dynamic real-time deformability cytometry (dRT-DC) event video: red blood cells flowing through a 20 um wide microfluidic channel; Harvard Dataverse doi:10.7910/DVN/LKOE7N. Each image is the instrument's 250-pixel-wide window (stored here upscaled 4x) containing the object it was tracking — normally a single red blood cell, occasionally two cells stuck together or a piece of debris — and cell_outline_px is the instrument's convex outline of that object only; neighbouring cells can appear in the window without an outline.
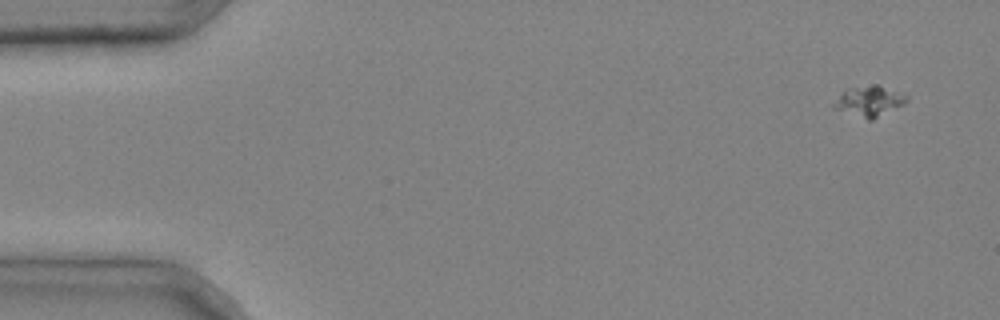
{"species": "common noctule bat (a hibernating species)", "species_latin": "Nyctalus noctula", "temperature_condition": "cold", "stored_images_in_passage": 5, "camera_frame_rate_fps": 3000, "um_per_image_px": 0.085, "animal": {"sex": "male", "body_mass_g": 20.4}, "frame": {"image": 1, "passage_image": 1, "time_ms": 0.0, "image_size_px": [1000, 320], "cell_outline_px": [[908, 100], [904, 104], [872, 120], [868, 120], [832, 108], [832, 104], [844, 92], [856, 88], [872, 84], [876, 84], [908, 96]], "centroid_in_image_um": [73.9, 8.63], "position_along_channel_um": 11.1, "area_um2": 12.48}}
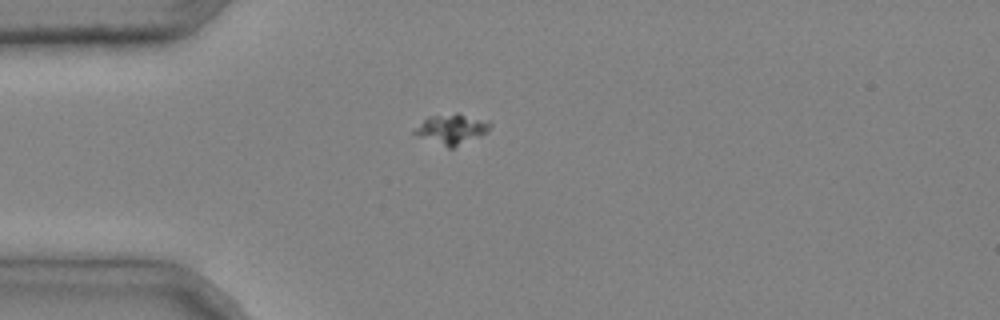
{"frame": {"image": 2, "passage_image": 3, "time_ms": 0.667, "image_size_px": [1000, 320], "cell_outline_px": [[492, 124], [488, 132], [480, 136], [452, 148], [448, 148], [416, 136], [412, 132], [428, 116], [456, 112], [488, 120]], "centroid_in_image_um": [38.41, 10.96], "position_along_channel_um": 46.6, "area_um2": 13.41}}